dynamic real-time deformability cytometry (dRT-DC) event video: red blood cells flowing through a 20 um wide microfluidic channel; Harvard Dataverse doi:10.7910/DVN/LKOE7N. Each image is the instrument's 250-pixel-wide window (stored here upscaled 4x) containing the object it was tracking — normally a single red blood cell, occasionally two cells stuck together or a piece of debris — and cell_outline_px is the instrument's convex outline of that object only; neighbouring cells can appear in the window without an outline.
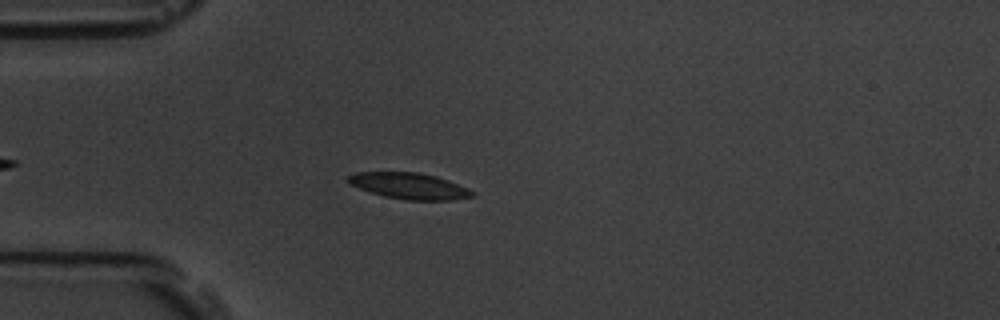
{"species": "common noctule bat (a hibernating species)", "species_latin": "Nyctalus noctula", "temperature_condition": "room temperature", "stored_images_in_passage": 47, "camera_frame_rate_fps": 3000, "um_per_image_px": 0.085, "animal": {"sex": "male", "body_mass_g": 19.5, "forearm_length_mm": 54.6}, "frame": {"image": 1, "passage_image": 9, "time_ms": 2.667, "image_size_px": [1000, 320], "cell_outline_px": [[476, 196], [452, 200], [408, 200], [384, 196], [360, 188], [352, 184], [348, 180], [348, 176], [356, 172], [420, 172], [436, 176], [448, 180], [468, 188], [476, 192]], "centroid_in_image_um": [34.87, 15.8], "position_along_channel_um": 50.1, "area_um2": 18.84}}
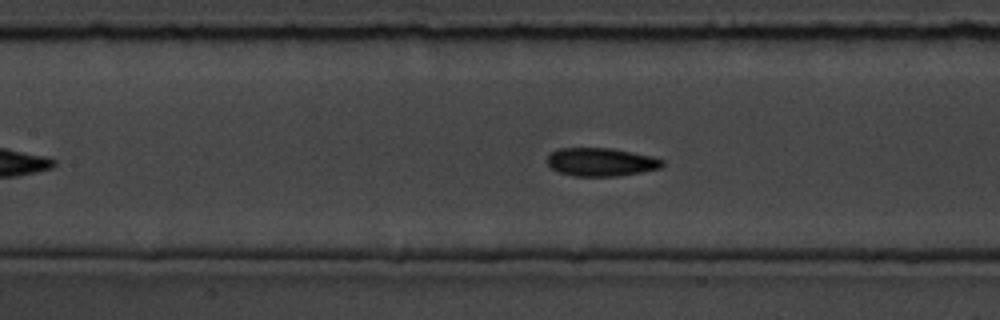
{"frame": {"image": 2, "passage_image": 19, "time_ms": 6.0, "image_size_px": [1000, 320], "cell_outline_px": [[664, 164], [660, 168], [640, 172], [616, 176], [572, 176], [560, 172], [552, 168], [548, 164], [548, 156], [552, 152], [560, 148], [612, 148], [652, 156], [664, 160]], "centroid_in_image_um": [51.1, 13.77], "position_along_channel_um": 156.3, "area_um2": 18.84}}
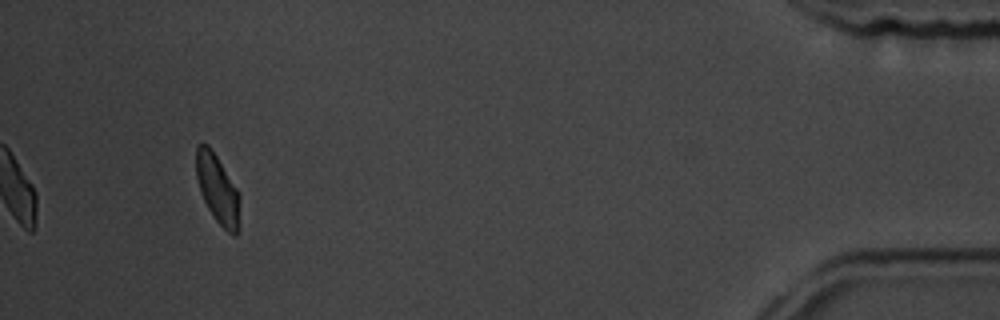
{"frame": {"image": 3, "passage_image": 47, "time_ms": 15.333, "image_size_px": [1000, 320], "cell_outline_px": [[240, 232], [236, 236], [232, 236], [216, 220], [208, 208], [200, 192], [196, 176], [196, 144], [208, 144], [240, 192]], "centroid_in_image_um": [18.53, 16.12], "position_along_channel_um": 416.7, "area_um2": 17.86}, "authors_computed_cell_mechanics": {"area_um2": 18.8428, "velocity_mm_per_s": 3.5507, "shape_relaxation_time_tau1_ms": 3.2025, "shape_relaxation_time_tau2_ms": 1.3581, "deformation_change_tau1": 0.1118, "deformation_change_tau2": 0.0773}}